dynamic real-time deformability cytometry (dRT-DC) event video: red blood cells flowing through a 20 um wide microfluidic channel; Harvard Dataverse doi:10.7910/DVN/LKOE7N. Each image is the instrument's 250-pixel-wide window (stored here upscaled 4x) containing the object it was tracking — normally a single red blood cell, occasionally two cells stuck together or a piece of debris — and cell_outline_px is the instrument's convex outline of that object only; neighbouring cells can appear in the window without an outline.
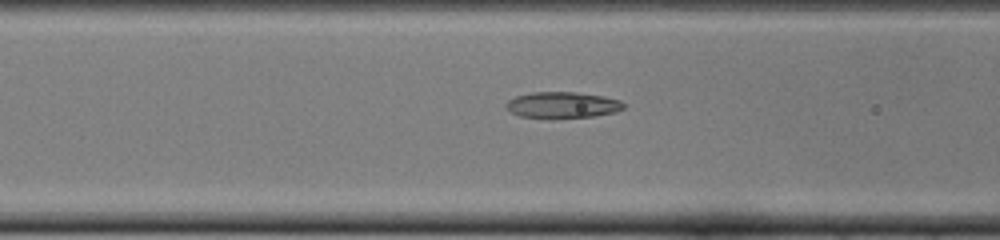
{"species": "common noctule bat (a hibernating species)", "species_latin": "Nyctalus noctula", "temperature_condition": "cold", "stored_images_in_passage": 28, "camera_frame_rate_fps": 3000, "um_per_image_px": 0.085, "animal": {"sex": "female", "body_mass_g": 22.0, "forearm_length_mm": 56.7}, "frame": {"image": 1, "passage_image": 10, "time_ms": 3.0, "image_size_px": [1000, 240], "cell_outline_px": [[624, 108], [616, 112], [592, 116], [520, 116], [512, 112], [504, 104], [508, 100], [516, 96], [532, 92], [576, 92], [604, 96], [620, 100], [624, 104]], "centroid_in_image_um": [47.84, 8.88], "position_along_channel_um": 118.8, "area_um2": 17.28}}
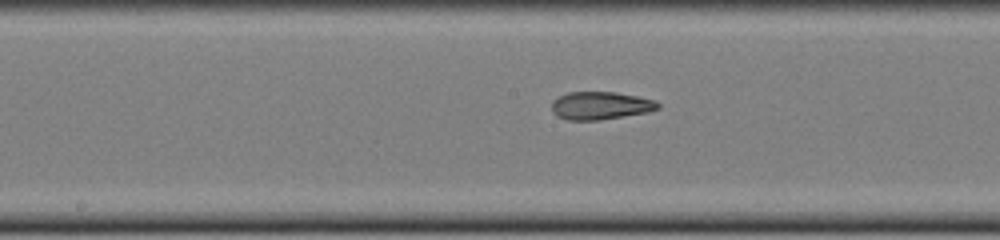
{"frame": {"image": 2, "passage_image": 16, "time_ms": 5.0, "image_size_px": [1000, 240], "cell_outline_px": [[660, 108], [648, 112], [596, 120], [568, 120], [556, 116], [552, 112], [552, 100], [556, 96], [568, 92], [616, 92], [656, 100], [660, 104]], "centroid_in_image_um": [51.01, 8.97], "position_along_channel_um": 197.2, "area_um2": 17.34}}
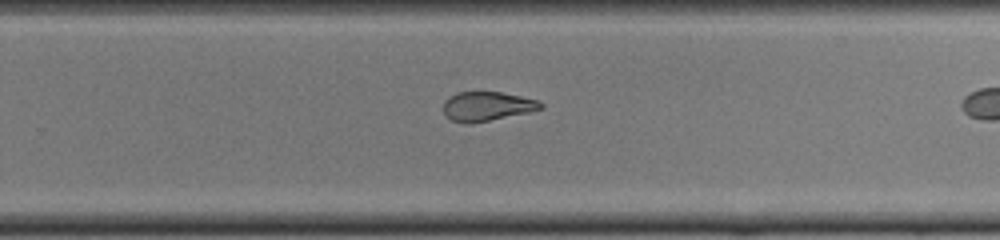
{"frame": {"image": 3, "passage_image": 23, "time_ms": 7.333, "image_size_px": [1000, 240], "cell_outline_px": [[544, 108], [528, 112], [472, 124], [464, 124], [452, 120], [444, 112], [444, 100], [448, 96], [456, 92], [500, 92], [520, 96], [536, 100], [544, 104]], "centroid_in_image_um": [41.37, 9.04], "position_along_channel_um": 288.4, "area_um2": 16.59}}